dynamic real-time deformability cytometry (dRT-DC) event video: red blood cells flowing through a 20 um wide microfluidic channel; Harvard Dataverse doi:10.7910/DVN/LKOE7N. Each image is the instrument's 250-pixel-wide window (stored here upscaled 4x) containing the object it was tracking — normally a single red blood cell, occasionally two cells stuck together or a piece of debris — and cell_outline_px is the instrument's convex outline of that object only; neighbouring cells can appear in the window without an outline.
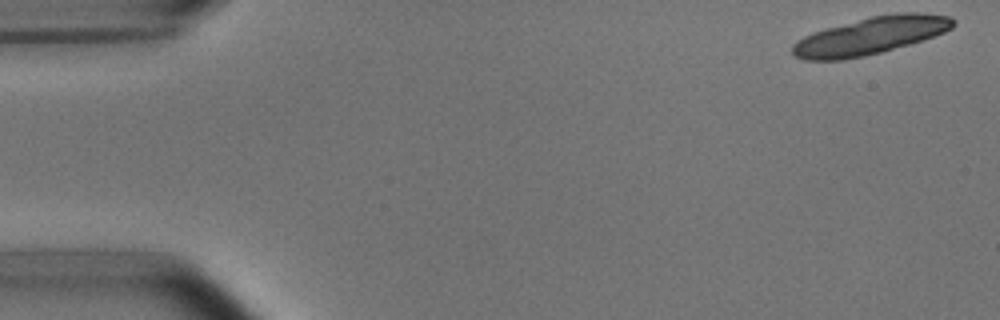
{"species": "common noctule bat (a hibernating species)", "species_latin": "Nyctalus noctula", "temperature_condition": "room temperature", "stored_images_in_passage": 7, "camera_frame_rate_fps": 3000, "um_per_image_px": 0.085, "animal": {"sex": "male", "body_mass_g": 15.6}, "frame": {"image": 1, "passage_image": 1, "time_ms": 0.0, "image_size_px": [1000, 320], "cell_outline_px": [[956, 24], [952, 28], [944, 32], [924, 40], [880, 52], [864, 56], [844, 60], [804, 60], [792, 56], [792, 44], [796, 40], [812, 32], [872, 16], [896, 12], [920, 12], [948, 16], [956, 20]], "centroid_in_image_um": [73.99, 3.04], "position_along_channel_um": 11.0, "area_um2": 35.14}}